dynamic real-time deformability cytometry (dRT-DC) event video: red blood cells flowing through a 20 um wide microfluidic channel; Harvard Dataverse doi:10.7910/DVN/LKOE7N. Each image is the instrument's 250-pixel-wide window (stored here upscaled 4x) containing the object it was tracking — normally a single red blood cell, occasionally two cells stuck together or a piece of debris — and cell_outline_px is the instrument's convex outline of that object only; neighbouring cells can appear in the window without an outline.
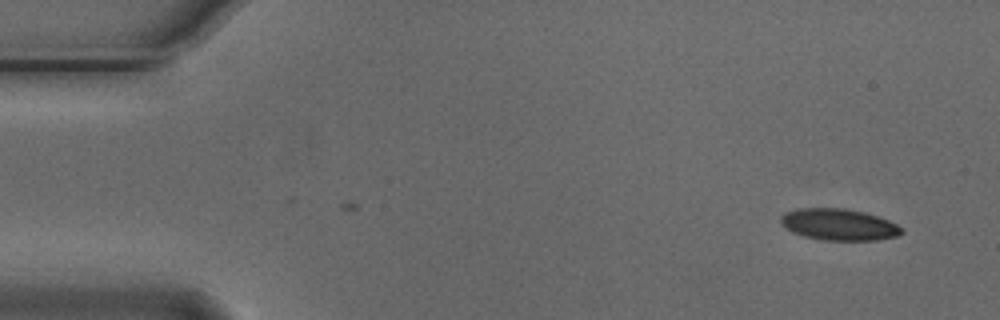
{"species": "Egyptian fruit bat (a non-hibernating species)", "species_latin": "Rousettus aegyptiacus", "temperature_condition": "cold", "stored_images_in_passage": 2, "camera_frame_rate_fps": 3000, "um_per_image_px": 0.085, "animal": {"sex": "male"}, "frame": {"image": 1, "passage_image": 2, "time_ms": 0.333, "image_size_px": [1000, 320], "cell_outline_px": [[904, 232], [896, 236], [876, 240], [820, 240], [804, 236], [792, 232], [780, 220], [780, 216], [784, 212], [796, 208], [844, 208], [864, 212], [888, 220], [904, 228]], "centroid_in_image_um": [71.3, 19.08], "position_along_channel_um": 13.7, "area_um2": 22.2}}